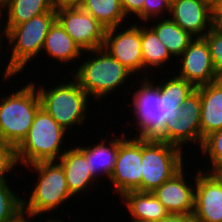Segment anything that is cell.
Returning <instances> with one entry per match:
<instances>
[{
    "instance_id": "1",
    "label": "cell",
    "mask_w": 222,
    "mask_h": 222,
    "mask_svg": "<svg viewBox=\"0 0 222 222\" xmlns=\"http://www.w3.org/2000/svg\"><path fill=\"white\" fill-rule=\"evenodd\" d=\"M143 79L138 80L141 86L135 88L133 103H129L134 107L137 122L132 124L137 126L139 132L134 137L156 138L164 130L166 121L178 118L181 105L196 88L178 75L161 84L151 82L152 79L148 76Z\"/></svg>"
},
{
    "instance_id": "2",
    "label": "cell",
    "mask_w": 222,
    "mask_h": 222,
    "mask_svg": "<svg viewBox=\"0 0 222 222\" xmlns=\"http://www.w3.org/2000/svg\"><path fill=\"white\" fill-rule=\"evenodd\" d=\"M55 21L56 11H49L13 27H3L5 39L9 46L12 45V54L3 73L5 80L18 75L38 54L40 56L45 37Z\"/></svg>"
},
{
    "instance_id": "3",
    "label": "cell",
    "mask_w": 222,
    "mask_h": 222,
    "mask_svg": "<svg viewBox=\"0 0 222 222\" xmlns=\"http://www.w3.org/2000/svg\"><path fill=\"white\" fill-rule=\"evenodd\" d=\"M66 130L43 108L36 112L27 136L15 148L18 166H28L41 161H57L65 152L61 151ZM65 134V135H64ZM64 150V151H63Z\"/></svg>"
},
{
    "instance_id": "4",
    "label": "cell",
    "mask_w": 222,
    "mask_h": 222,
    "mask_svg": "<svg viewBox=\"0 0 222 222\" xmlns=\"http://www.w3.org/2000/svg\"><path fill=\"white\" fill-rule=\"evenodd\" d=\"M4 96L0 98V139L15 149L27 136L41 100L31 81Z\"/></svg>"
},
{
    "instance_id": "5",
    "label": "cell",
    "mask_w": 222,
    "mask_h": 222,
    "mask_svg": "<svg viewBox=\"0 0 222 222\" xmlns=\"http://www.w3.org/2000/svg\"><path fill=\"white\" fill-rule=\"evenodd\" d=\"M86 52L95 53L96 56L88 57L72 72H75L73 77L80 87L95 100L101 101L102 97L105 98L107 94L115 92L120 85L125 84L126 79L129 80V76L133 75L103 47Z\"/></svg>"
},
{
    "instance_id": "6",
    "label": "cell",
    "mask_w": 222,
    "mask_h": 222,
    "mask_svg": "<svg viewBox=\"0 0 222 222\" xmlns=\"http://www.w3.org/2000/svg\"><path fill=\"white\" fill-rule=\"evenodd\" d=\"M27 170L36 171L37 182L30 191V197L23 199V208L34 215H43L63 207V203L73 197L70 193L66 174L58 161H41L26 166Z\"/></svg>"
},
{
    "instance_id": "7",
    "label": "cell",
    "mask_w": 222,
    "mask_h": 222,
    "mask_svg": "<svg viewBox=\"0 0 222 222\" xmlns=\"http://www.w3.org/2000/svg\"><path fill=\"white\" fill-rule=\"evenodd\" d=\"M56 84L52 89L39 85L41 107L66 131L73 125L83 124L87 118L89 95L80 87L77 80ZM89 100V101H88Z\"/></svg>"
},
{
    "instance_id": "8",
    "label": "cell",
    "mask_w": 222,
    "mask_h": 222,
    "mask_svg": "<svg viewBox=\"0 0 222 222\" xmlns=\"http://www.w3.org/2000/svg\"><path fill=\"white\" fill-rule=\"evenodd\" d=\"M182 150L155 138H142V192H153L184 166Z\"/></svg>"
},
{
    "instance_id": "9",
    "label": "cell",
    "mask_w": 222,
    "mask_h": 222,
    "mask_svg": "<svg viewBox=\"0 0 222 222\" xmlns=\"http://www.w3.org/2000/svg\"><path fill=\"white\" fill-rule=\"evenodd\" d=\"M201 97L197 89L188 95L178 111V118L165 122L164 130L155 138L179 148L187 144H199L201 148ZM183 145V146H182Z\"/></svg>"
},
{
    "instance_id": "10",
    "label": "cell",
    "mask_w": 222,
    "mask_h": 222,
    "mask_svg": "<svg viewBox=\"0 0 222 222\" xmlns=\"http://www.w3.org/2000/svg\"><path fill=\"white\" fill-rule=\"evenodd\" d=\"M142 138L130 137L119 144V151L110 182L115 193L123 196L130 191H141L142 181Z\"/></svg>"
},
{
    "instance_id": "11",
    "label": "cell",
    "mask_w": 222,
    "mask_h": 222,
    "mask_svg": "<svg viewBox=\"0 0 222 222\" xmlns=\"http://www.w3.org/2000/svg\"><path fill=\"white\" fill-rule=\"evenodd\" d=\"M56 20L84 53L103 47L105 27L81 7L56 11Z\"/></svg>"
},
{
    "instance_id": "12",
    "label": "cell",
    "mask_w": 222,
    "mask_h": 222,
    "mask_svg": "<svg viewBox=\"0 0 222 222\" xmlns=\"http://www.w3.org/2000/svg\"><path fill=\"white\" fill-rule=\"evenodd\" d=\"M129 26L123 31L120 26L106 29L103 48L135 76L134 74L143 72L141 26Z\"/></svg>"
},
{
    "instance_id": "13",
    "label": "cell",
    "mask_w": 222,
    "mask_h": 222,
    "mask_svg": "<svg viewBox=\"0 0 222 222\" xmlns=\"http://www.w3.org/2000/svg\"><path fill=\"white\" fill-rule=\"evenodd\" d=\"M198 170L195 174L194 210L197 222H222V177Z\"/></svg>"
},
{
    "instance_id": "14",
    "label": "cell",
    "mask_w": 222,
    "mask_h": 222,
    "mask_svg": "<svg viewBox=\"0 0 222 222\" xmlns=\"http://www.w3.org/2000/svg\"><path fill=\"white\" fill-rule=\"evenodd\" d=\"M180 71L176 74L195 88L220 79L211 60L209 45L204 37H195L180 55Z\"/></svg>"
},
{
    "instance_id": "15",
    "label": "cell",
    "mask_w": 222,
    "mask_h": 222,
    "mask_svg": "<svg viewBox=\"0 0 222 222\" xmlns=\"http://www.w3.org/2000/svg\"><path fill=\"white\" fill-rule=\"evenodd\" d=\"M169 13L193 37H204L211 29V4L206 0H172Z\"/></svg>"
},
{
    "instance_id": "16",
    "label": "cell",
    "mask_w": 222,
    "mask_h": 222,
    "mask_svg": "<svg viewBox=\"0 0 222 222\" xmlns=\"http://www.w3.org/2000/svg\"><path fill=\"white\" fill-rule=\"evenodd\" d=\"M183 171L184 166L152 192L170 214H189L194 210L195 185L185 181Z\"/></svg>"
},
{
    "instance_id": "17",
    "label": "cell",
    "mask_w": 222,
    "mask_h": 222,
    "mask_svg": "<svg viewBox=\"0 0 222 222\" xmlns=\"http://www.w3.org/2000/svg\"><path fill=\"white\" fill-rule=\"evenodd\" d=\"M201 97V146L210 133L222 129V78L196 87Z\"/></svg>"
},
{
    "instance_id": "18",
    "label": "cell",
    "mask_w": 222,
    "mask_h": 222,
    "mask_svg": "<svg viewBox=\"0 0 222 222\" xmlns=\"http://www.w3.org/2000/svg\"><path fill=\"white\" fill-rule=\"evenodd\" d=\"M123 137H127L124 131L122 133V138H117V136L116 138H111L108 145L106 144V140L101 139V142L96 143L94 146H77L85 155L86 161H88L89 173L95 180L101 178L99 177L100 174L101 176L105 174V177H108V180L110 179L117 159L119 144L124 139Z\"/></svg>"
},
{
    "instance_id": "19",
    "label": "cell",
    "mask_w": 222,
    "mask_h": 222,
    "mask_svg": "<svg viewBox=\"0 0 222 222\" xmlns=\"http://www.w3.org/2000/svg\"><path fill=\"white\" fill-rule=\"evenodd\" d=\"M57 161L65 171L67 185L73 196H78L85 190L87 191L96 182L89 173L88 161H86L85 155L77 147H72L68 150L66 148Z\"/></svg>"
},
{
    "instance_id": "20",
    "label": "cell",
    "mask_w": 222,
    "mask_h": 222,
    "mask_svg": "<svg viewBox=\"0 0 222 222\" xmlns=\"http://www.w3.org/2000/svg\"><path fill=\"white\" fill-rule=\"evenodd\" d=\"M120 199L133 222H161L170 214L152 192L130 191Z\"/></svg>"
},
{
    "instance_id": "21",
    "label": "cell",
    "mask_w": 222,
    "mask_h": 222,
    "mask_svg": "<svg viewBox=\"0 0 222 222\" xmlns=\"http://www.w3.org/2000/svg\"><path fill=\"white\" fill-rule=\"evenodd\" d=\"M42 50L46 51L47 57L49 55L51 59L54 58L62 64L80 59L83 53L57 20L50 27Z\"/></svg>"
},
{
    "instance_id": "22",
    "label": "cell",
    "mask_w": 222,
    "mask_h": 222,
    "mask_svg": "<svg viewBox=\"0 0 222 222\" xmlns=\"http://www.w3.org/2000/svg\"><path fill=\"white\" fill-rule=\"evenodd\" d=\"M161 19L158 23H153L154 25H151L150 28L156 33L172 57H180L195 37L184 31L169 17L166 19L164 16Z\"/></svg>"
},
{
    "instance_id": "23",
    "label": "cell",
    "mask_w": 222,
    "mask_h": 222,
    "mask_svg": "<svg viewBox=\"0 0 222 222\" xmlns=\"http://www.w3.org/2000/svg\"><path fill=\"white\" fill-rule=\"evenodd\" d=\"M6 11L5 27H13L49 11H55L50 0H7L2 4Z\"/></svg>"
},
{
    "instance_id": "24",
    "label": "cell",
    "mask_w": 222,
    "mask_h": 222,
    "mask_svg": "<svg viewBox=\"0 0 222 222\" xmlns=\"http://www.w3.org/2000/svg\"><path fill=\"white\" fill-rule=\"evenodd\" d=\"M81 8L91 14L105 29L121 26L127 19L120 0H83Z\"/></svg>"
},
{
    "instance_id": "25",
    "label": "cell",
    "mask_w": 222,
    "mask_h": 222,
    "mask_svg": "<svg viewBox=\"0 0 222 222\" xmlns=\"http://www.w3.org/2000/svg\"><path fill=\"white\" fill-rule=\"evenodd\" d=\"M141 48L144 72L147 69L151 70V67L155 69L163 65L165 67V63L169 61V58H173L149 26L141 27Z\"/></svg>"
},
{
    "instance_id": "26",
    "label": "cell",
    "mask_w": 222,
    "mask_h": 222,
    "mask_svg": "<svg viewBox=\"0 0 222 222\" xmlns=\"http://www.w3.org/2000/svg\"><path fill=\"white\" fill-rule=\"evenodd\" d=\"M22 208L23 199L20 194L10 188L7 179L0 181V222L9 220Z\"/></svg>"
},
{
    "instance_id": "27",
    "label": "cell",
    "mask_w": 222,
    "mask_h": 222,
    "mask_svg": "<svg viewBox=\"0 0 222 222\" xmlns=\"http://www.w3.org/2000/svg\"><path fill=\"white\" fill-rule=\"evenodd\" d=\"M200 149L204 156L209 157L211 170L208 172L218 173L222 169V129L206 136Z\"/></svg>"
},
{
    "instance_id": "28",
    "label": "cell",
    "mask_w": 222,
    "mask_h": 222,
    "mask_svg": "<svg viewBox=\"0 0 222 222\" xmlns=\"http://www.w3.org/2000/svg\"><path fill=\"white\" fill-rule=\"evenodd\" d=\"M204 38L209 45L214 69L218 77L222 78V34L210 29Z\"/></svg>"
},
{
    "instance_id": "29",
    "label": "cell",
    "mask_w": 222,
    "mask_h": 222,
    "mask_svg": "<svg viewBox=\"0 0 222 222\" xmlns=\"http://www.w3.org/2000/svg\"><path fill=\"white\" fill-rule=\"evenodd\" d=\"M171 3L172 0H144L143 21L148 24L147 21H150L153 17L161 20L162 16L165 15L164 13L168 14L170 12Z\"/></svg>"
},
{
    "instance_id": "30",
    "label": "cell",
    "mask_w": 222,
    "mask_h": 222,
    "mask_svg": "<svg viewBox=\"0 0 222 222\" xmlns=\"http://www.w3.org/2000/svg\"><path fill=\"white\" fill-rule=\"evenodd\" d=\"M15 149L0 139V181L6 179V174L15 170Z\"/></svg>"
},
{
    "instance_id": "31",
    "label": "cell",
    "mask_w": 222,
    "mask_h": 222,
    "mask_svg": "<svg viewBox=\"0 0 222 222\" xmlns=\"http://www.w3.org/2000/svg\"><path fill=\"white\" fill-rule=\"evenodd\" d=\"M120 3L127 18L131 17L133 13L137 19L143 20L144 0H120Z\"/></svg>"
},
{
    "instance_id": "32",
    "label": "cell",
    "mask_w": 222,
    "mask_h": 222,
    "mask_svg": "<svg viewBox=\"0 0 222 222\" xmlns=\"http://www.w3.org/2000/svg\"><path fill=\"white\" fill-rule=\"evenodd\" d=\"M211 29L222 34V0L211 4Z\"/></svg>"
},
{
    "instance_id": "33",
    "label": "cell",
    "mask_w": 222,
    "mask_h": 222,
    "mask_svg": "<svg viewBox=\"0 0 222 222\" xmlns=\"http://www.w3.org/2000/svg\"><path fill=\"white\" fill-rule=\"evenodd\" d=\"M55 11L66 8H80L83 0H50Z\"/></svg>"
},
{
    "instance_id": "34",
    "label": "cell",
    "mask_w": 222,
    "mask_h": 222,
    "mask_svg": "<svg viewBox=\"0 0 222 222\" xmlns=\"http://www.w3.org/2000/svg\"><path fill=\"white\" fill-rule=\"evenodd\" d=\"M161 222H197L193 213L189 214H169Z\"/></svg>"
},
{
    "instance_id": "35",
    "label": "cell",
    "mask_w": 222,
    "mask_h": 222,
    "mask_svg": "<svg viewBox=\"0 0 222 222\" xmlns=\"http://www.w3.org/2000/svg\"><path fill=\"white\" fill-rule=\"evenodd\" d=\"M35 217L39 216H36L33 213H30L29 211H26L24 208H22L12 218L6 220L5 222H31L30 218H32L33 220V218L35 219Z\"/></svg>"
},
{
    "instance_id": "36",
    "label": "cell",
    "mask_w": 222,
    "mask_h": 222,
    "mask_svg": "<svg viewBox=\"0 0 222 222\" xmlns=\"http://www.w3.org/2000/svg\"><path fill=\"white\" fill-rule=\"evenodd\" d=\"M3 12V9H2V5H0V17L2 16V13ZM2 33V34H1ZM0 35H3L5 37V31L3 30L2 32V29L0 28Z\"/></svg>"
},
{
    "instance_id": "37",
    "label": "cell",
    "mask_w": 222,
    "mask_h": 222,
    "mask_svg": "<svg viewBox=\"0 0 222 222\" xmlns=\"http://www.w3.org/2000/svg\"><path fill=\"white\" fill-rule=\"evenodd\" d=\"M46 222H61L60 219H56V218H53V219H47Z\"/></svg>"
},
{
    "instance_id": "38",
    "label": "cell",
    "mask_w": 222,
    "mask_h": 222,
    "mask_svg": "<svg viewBox=\"0 0 222 222\" xmlns=\"http://www.w3.org/2000/svg\"><path fill=\"white\" fill-rule=\"evenodd\" d=\"M206 1H208L210 4H212V3L220 1V0H206Z\"/></svg>"
},
{
    "instance_id": "39",
    "label": "cell",
    "mask_w": 222,
    "mask_h": 222,
    "mask_svg": "<svg viewBox=\"0 0 222 222\" xmlns=\"http://www.w3.org/2000/svg\"><path fill=\"white\" fill-rule=\"evenodd\" d=\"M7 0H0V5L4 4Z\"/></svg>"
},
{
    "instance_id": "40",
    "label": "cell",
    "mask_w": 222,
    "mask_h": 222,
    "mask_svg": "<svg viewBox=\"0 0 222 222\" xmlns=\"http://www.w3.org/2000/svg\"><path fill=\"white\" fill-rule=\"evenodd\" d=\"M3 36L2 35H0V47H1V44H2V42H1V38H2ZM1 49V48H0Z\"/></svg>"
},
{
    "instance_id": "41",
    "label": "cell",
    "mask_w": 222,
    "mask_h": 222,
    "mask_svg": "<svg viewBox=\"0 0 222 222\" xmlns=\"http://www.w3.org/2000/svg\"><path fill=\"white\" fill-rule=\"evenodd\" d=\"M218 173L222 177V169Z\"/></svg>"
}]
</instances>
